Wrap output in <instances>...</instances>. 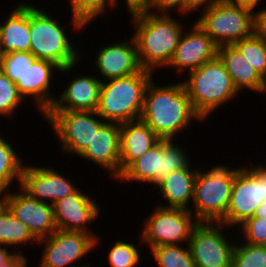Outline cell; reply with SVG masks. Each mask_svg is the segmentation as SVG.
Here are the masks:
<instances>
[{"label": "cell", "instance_id": "obj_1", "mask_svg": "<svg viewBox=\"0 0 266 267\" xmlns=\"http://www.w3.org/2000/svg\"><path fill=\"white\" fill-rule=\"evenodd\" d=\"M154 79L147 86L140 120L160 139H175L192 126L194 119L204 122L193 109L182 80L161 86Z\"/></svg>", "mask_w": 266, "mask_h": 267}, {"label": "cell", "instance_id": "obj_2", "mask_svg": "<svg viewBox=\"0 0 266 267\" xmlns=\"http://www.w3.org/2000/svg\"><path fill=\"white\" fill-rule=\"evenodd\" d=\"M130 17L142 69L153 73L158 68L166 69L186 29L183 23L171 14L148 11L134 13Z\"/></svg>", "mask_w": 266, "mask_h": 267}, {"label": "cell", "instance_id": "obj_3", "mask_svg": "<svg viewBox=\"0 0 266 267\" xmlns=\"http://www.w3.org/2000/svg\"><path fill=\"white\" fill-rule=\"evenodd\" d=\"M154 74L141 69L133 75L102 82L97 114L106 122L119 124L140 120L145 92Z\"/></svg>", "mask_w": 266, "mask_h": 267}, {"label": "cell", "instance_id": "obj_4", "mask_svg": "<svg viewBox=\"0 0 266 267\" xmlns=\"http://www.w3.org/2000/svg\"><path fill=\"white\" fill-rule=\"evenodd\" d=\"M188 74L182 82L193 109L204 121L220 110L218 108L222 105L239 95L229 72L218 56Z\"/></svg>", "mask_w": 266, "mask_h": 267}, {"label": "cell", "instance_id": "obj_5", "mask_svg": "<svg viewBox=\"0 0 266 267\" xmlns=\"http://www.w3.org/2000/svg\"><path fill=\"white\" fill-rule=\"evenodd\" d=\"M45 8L30 3V52L41 60L55 63L61 69L80 62V53L69 32ZM65 29V30H64Z\"/></svg>", "mask_w": 266, "mask_h": 267}, {"label": "cell", "instance_id": "obj_6", "mask_svg": "<svg viewBox=\"0 0 266 267\" xmlns=\"http://www.w3.org/2000/svg\"><path fill=\"white\" fill-rule=\"evenodd\" d=\"M210 167L199 168L195 180L190 211L198 222H220L226 216L237 171L221 164Z\"/></svg>", "mask_w": 266, "mask_h": 267}, {"label": "cell", "instance_id": "obj_7", "mask_svg": "<svg viewBox=\"0 0 266 267\" xmlns=\"http://www.w3.org/2000/svg\"><path fill=\"white\" fill-rule=\"evenodd\" d=\"M201 13L195 22L218 47L233 45L255 33L252 8L221 0Z\"/></svg>", "mask_w": 266, "mask_h": 267}, {"label": "cell", "instance_id": "obj_8", "mask_svg": "<svg viewBox=\"0 0 266 267\" xmlns=\"http://www.w3.org/2000/svg\"><path fill=\"white\" fill-rule=\"evenodd\" d=\"M188 154L189 152L187 153L177 142L175 143V139H160L135 160L117 181L141 182L155 187L171 172L181 168H192Z\"/></svg>", "mask_w": 266, "mask_h": 267}, {"label": "cell", "instance_id": "obj_9", "mask_svg": "<svg viewBox=\"0 0 266 267\" xmlns=\"http://www.w3.org/2000/svg\"><path fill=\"white\" fill-rule=\"evenodd\" d=\"M256 165L237 167L227 213L220 221L231 229L252 218L256 208L266 200V165Z\"/></svg>", "mask_w": 266, "mask_h": 267}, {"label": "cell", "instance_id": "obj_10", "mask_svg": "<svg viewBox=\"0 0 266 267\" xmlns=\"http://www.w3.org/2000/svg\"><path fill=\"white\" fill-rule=\"evenodd\" d=\"M197 223L190 210L155 206L144 221L140 233L141 244L147 245L149 249L163 245L188 244L192 229Z\"/></svg>", "mask_w": 266, "mask_h": 267}, {"label": "cell", "instance_id": "obj_11", "mask_svg": "<svg viewBox=\"0 0 266 267\" xmlns=\"http://www.w3.org/2000/svg\"><path fill=\"white\" fill-rule=\"evenodd\" d=\"M43 117L59 139L61 152L77 157L106 122L97 111H48Z\"/></svg>", "mask_w": 266, "mask_h": 267}, {"label": "cell", "instance_id": "obj_12", "mask_svg": "<svg viewBox=\"0 0 266 267\" xmlns=\"http://www.w3.org/2000/svg\"><path fill=\"white\" fill-rule=\"evenodd\" d=\"M224 227L230 230L221 222H198L193 227L188 245L196 267H232L235 243L224 236Z\"/></svg>", "mask_w": 266, "mask_h": 267}, {"label": "cell", "instance_id": "obj_13", "mask_svg": "<svg viewBox=\"0 0 266 267\" xmlns=\"http://www.w3.org/2000/svg\"><path fill=\"white\" fill-rule=\"evenodd\" d=\"M39 244L44 248L38 267H92L89 263L76 265L96 248V239L90 234L57 229L38 240Z\"/></svg>", "mask_w": 266, "mask_h": 267}, {"label": "cell", "instance_id": "obj_14", "mask_svg": "<svg viewBox=\"0 0 266 267\" xmlns=\"http://www.w3.org/2000/svg\"><path fill=\"white\" fill-rule=\"evenodd\" d=\"M82 190L78 188L74 193L52 205L55 225L58 230L85 232L92 235L96 239L97 249L100 238L88 226L100 217V204L96 203L92 196L84 193V189Z\"/></svg>", "mask_w": 266, "mask_h": 267}, {"label": "cell", "instance_id": "obj_15", "mask_svg": "<svg viewBox=\"0 0 266 267\" xmlns=\"http://www.w3.org/2000/svg\"><path fill=\"white\" fill-rule=\"evenodd\" d=\"M75 65L61 69L51 61L37 59L32 65H29L26 72L15 84L25 100L33 98L34 106L44 116L56 100L55 95L51 92L52 80H55L53 79L54 71H57L56 73L60 72L62 75L65 73L69 75L68 73H71V70L74 71Z\"/></svg>", "mask_w": 266, "mask_h": 267}, {"label": "cell", "instance_id": "obj_16", "mask_svg": "<svg viewBox=\"0 0 266 267\" xmlns=\"http://www.w3.org/2000/svg\"><path fill=\"white\" fill-rule=\"evenodd\" d=\"M19 186L31 197L51 205L78 189L70 177L58 173L53 167L28 164L23 167Z\"/></svg>", "mask_w": 266, "mask_h": 267}, {"label": "cell", "instance_id": "obj_17", "mask_svg": "<svg viewBox=\"0 0 266 267\" xmlns=\"http://www.w3.org/2000/svg\"><path fill=\"white\" fill-rule=\"evenodd\" d=\"M17 187L19 192H7L6 206L37 240L50 236L57 230L53 206L31 197L20 186Z\"/></svg>", "mask_w": 266, "mask_h": 267}, {"label": "cell", "instance_id": "obj_18", "mask_svg": "<svg viewBox=\"0 0 266 267\" xmlns=\"http://www.w3.org/2000/svg\"><path fill=\"white\" fill-rule=\"evenodd\" d=\"M190 30L185 29L167 69H175L181 75L196 70L217 57L218 46L200 26L194 22ZM169 67V68H168Z\"/></svg>", "mask_w": 266, "mask_h": 267}, {"label": "cell", "instance_id": "obj_19", "mask_svg": "<svg viewBox=\"0 0 266 267\" xmlns=\"http://www.w3.org/2000/svg\"><path fill=\"white\" fill-rule=\"evenodd\" d=\"M112 42L104 45L98 51L94 60V67L98 71V78L104 82L110 79L126 77L138 73L142 67L138 60L135 38ZM105 78V79H104Z\"/></svg>", "mask_w": 266, "mask_h": 267}, {"label": "cell", "instance_id": "obj_20", "mask_svg": "<svg viewBox=\"0 0 266 267\" xmlns=\"http://www.w3.org/2000/svg\"><path fill=\"white\" fill-rule=\"evenodd\" d=\"M78 156L106 170L116 181L120 177V124L105 122Z\"/></svg>", "mask_w": 266, "mask_h": 267}, {"label": "cell", "instance_id": "obj_21", "mask_svg": "<svg viewBox=\"0 0 266 267\" xmlns=\"http://www.w3.org/2000/svg\"><path fill=\"white\" fill-rule=\"evenodd\" d=\"M78 76V77H77ZM57 96L49 111H96L102 81L93 73L76 75Z\"/></svg>", "mask_w": 266, "mask_h": 267}, {"label": "cell", "instance_id": "obj_22", "mask_svg": "<svg viewBox=\"0 0 266 267\" xmlns=\"http://www.w3.org/2000/svg\"><path fill=\"white\" fill-rule=\"evenodd\" d=\"M159 140L154 131L141 120L120 124V176Z\"/></svg>", "mask_w": 266, "mask_h": 267}, {"label": "cell", "instance_id": "obj_23", "mask_svg": "<svg viewBox=\"0 0 266 267\" xmlns=\"http://www.w3.org/2000/svg\"><path fill=\"white\" fill-rule=\"evenodd\" d=\"M30 52V2H20L0 24V55Z\"/></svg>", "mask_w": 266, "mask_h": 267}, {"label": "cell", "instance_id": "obj_24", "mask_svg": "<svg viewBox=\"0 0 266 267\" xmlns=\"http://www.w3.org/2000/svg\"><path fill=\"white\" fill-rule=\"evenodd\" d=\"M194 168L175 170L156 185L159 189L158 194L163 201H167L166 205L161 203L159 206L190 210L189 206L194 199L195 180L198 172V167Z\"/></svg>", "mask_w": 266, "mask_h": 267}, {"label": "cell", "instance_id": "obj_25", "mask_svg": "<svg viewBox=\"0 0 266 267\" xmlns=\"http://www.w3.org/2000/svg\"><path fill=\"white\" fill-rule=\"evenodd\" d=\"M217 56L224 63L239 93L244 89H249L264 94L263 77L233 45L219 46Z\"/></svg>", "mask_w": 266, "mask_h": 267}, {"label": "cell", "instance_id": "obj_26", "mask_svg": "<svg viewBox=\"0 0 266 267\" xmlns=\"http://www.w3.org/2000/svg\"><path fill=\"white\" fill-rule=\"evenodd\" d=\"M34 242H36V245L38 244V240L27 226L22 224L5 205L0 210V246L10 248V250L13 249L14 253L17 251L19 253L22 252L20 249L22 245H31Z\"/></svg>", "mask_w": 266, "mask_h": 267}, {"label": "cell", "instance_id": "obj_27", "mask_svg": "<svg viewBox=\"0 0 266 267\" xmlns=\"http://www.w3.org/2000/svg\"><path fill=\"white\" fill-rule=\"evenodd\" d=\"M6 139L0 135V190L7 193L15 180L20 185L24 164L17 150Z\"/></svg>", "mask_w": 266, "mask_h": 267}, {"label": "cell", "instance_id": "obj_28", "mask_svg": "<svg viewBox=\"0 0 266 267\" xmlns=\"http://www.w3.org/2000/svg\"><path fill=\"white\" fill-rule=\"evenodd\" d=\"M71 8V23L74 31H82L90 25L92 21L106 14L108 8L115 7L114 0H69ZM109 6V7H108ZM86 27V28H85Z\"/></svg>", "mask_w": 266, "mask_h": 267}, {"label": "cell", "instance_id": "obj_29", "mask_svg": "<svg viewBox=\"0 0 266 267\" xmlns=\"http://www.w3.org/2000/svg\"><path fill=\"white\" fill-rule=\"evenodd\" d=\"M149 252L158 267H196L188 244L157 246Z\"/></svg>", "mask_w": 266, "mask_h": 267}, {"label": "cell", "instance_id": "obj_30", "mask_svg": "<svg viewBox=\"0 0 266 267\" xmlns=\"http://www.w3.org/2000/svg\"><path fill=\"white\" fill-rule=\"evenodd\" d=\"M233 46L264 77L266 73V40L254 33L234 43Z\"/></svg>", "mask_w": 266, "mask_h": 267}, {"label": "cell", "instance_id": "obj_31", "mask_svg": "<svg viewBox=\"0 0 266 267\" xmlns=\"http://www.w3.org/2000/svg\"><path fill=\"white\" fill-rule=\"evenodd\" d=\"M235 242L232 267H266V246ZM238 244V245H237Z\"/></svg>", "mask_w": 266, "mask_h": 267}, {"label": "cell", "instance_id": "obj_32", "mask_svg": "<svg viewBox=\"0 0 266 267\" xmlns=\"http://www.w3.org/2000/svg\"><path fill=\"white\" fill-rule=\"evenodd\" d=\"M23 102L28 104L16 84L0 70V116L14 118L13 115Z\"/></svg>", "mask_w": 266, "mask_h": 267}, {"label": "cell", "instance_id": "obj_33", "mask_svg": "<svg viewBox=\"0 0 266 267\" xmlns=\"http://www.w3.org/2000/svg\"><path fill=\"white\" fill-rule=\"evenodd\" d=\"M140 254L139 247L135 243L116 239L114 245L109 248L107 260L110 267H137L142 258Z\"/></svg>", "mask_w": 266, "mask_h": 267}, {"label": "cell", "instance_id": "obj_34", "mask_svg": "<svg viewBox=\"0 0 266 267\" xmlns=\"http://www.w3.org/2000/svg\"><path fill=\"white\" fill-rule=\"evenodd\" d=\"M36 60L31 52H9L0 55V70L16 83Z\"/></svg>", "mask_w": 266, "mask_h": 267}, {"label": "cell", "instance_id": "obj_35", "mask_svg": "<svg viewBox=\"0 0 266 267\" xmlns=\"http://www.w3.org/2000/svg\"><path fill=\"white\" fill-rule=\"evenodd\" d=\"M237 231L241 233L243 242L266 246V219L249 218L238 227Z\"/></svg>", "mask_w": 266, "mask_h": 267}, {"label": "cell", "instance_id": "obj_36", "mask_svg": "<svg viewBox=\"0 0 266 267\" xmlns=\"http://www.w3.org/2000/svg\"><path fill=\"white\" fill-rule=\"evenodd\" d=\"M173 10H177V14H181L180 17H183V0H150L149 8L146 11L156 14H170Z\"/></svg>", "mask_w": 266, "mask_h": 267}, {"label": "cell", "instance_id": "obj_37", "mask_svg": "<svg viewBox=\"0 0 266 267\" xmlns=\"http://www.w3.org/2000/svg\"><path fill=\"white\" fill-rule=\"evenodd\" d=\"M218 1L221 0H183V16L192 15L200 9L204 12Z\"/></svg>", "mask_w": 266, "mask_h": 267}, {"label": "cell", "instance_id": "obj_38", "mask_svg": "<svg viewBox=\"0 0 266 267\" xmlns=\"http://www.w3.org/2000/svg\"><path fill=\"white\" fill-rule=\"evenodd\" d=\"M255 33L266 40V7L255 10Z\"/></svg>", "mask_w": 266, "mask_h": 267}, {"label": "cell", "instance_id": "obj_39", "mask_svg": "<svg viewBox=\"0 0 266 267\" xmlns=\"http://www.w3.org/2000/svg\"><path fill=\"white\" fill-rule=\"evenodd\" d=\"M127 8V12L131 14L146 11L149 8L150 0H124ZM118 0H114L115 7Z\"/></svg>", "mask_w": 266, "mask_h": 267}, {"label": "cell", "instance_id": "obj_40", "mask_svg": "<svg viewBox=\"0 0 266 267\" xmlns=\"http://www.w3.org/2000/svg\"><path fill=\"white\" fill-rule=\"evenodd\" d=\"M23 253L24 252H15L9 259L1 264L0 267H28V257Z\"/></svg>", "mask_w": 266, "mask_h": 267}, {"label": "cell", "instance_id": "obj_41", "mask_svg": "<svg viewBox=\"0 0 266 267\" xmlns=\"http://www.w3.org/2000/svg\"><path fill=\"white\" fill-rule=\"evenodd\" d=\"M231 3H235V4H239L245 7H249L252 8L253 10H255L258 6V4H260L261 0H227Z\"/></svg>", "mask_w": 266, "mask_h": 267}, {"label": "cell", "instance_id": "obj_42", "mask_svg": "<svg viewBox=\"0 0 266 267\" xmlns=\"http://www.w3.org/2000/svg\"><path fill=\"white\" fill-rule=\"evenodd\" d=\"M252 218L266 219V200L263 201L257 208Z\"/></svg>", "mask_w": 266, "mask_h": 267}, {"label": "cell", "instance_id": "obj_43", "mask_svg": "<svg viewBox=\"0 0 266 267\" xmlns=\"http://www.w3.org/2000/svg\"><path fill=\"white\" fill-rule=\"evenodd\" d=\"M9 248L0 246V265L3 264L7 259H9L14 252L8 250Z\"/></svg>", "mask_w": 266, "mask_h": 267}, {"label": "cell", "instance_id": "obj_44", "mask_svg": "<svg viewBox=\"0 0 266 267\" xmlns=\"http://www.w3.org/2000/svg\"><path fill=\"white\" fill-rule=\"evenodd\" d=\"M6 196L7 193L3 190H0V210L6 205Z\"/></svg>", "mask_w": 266, "mask_h": 267}, {"label": "cell", "instance_id": "obj_45", "mask_svg": "<svg viewBox=\"0 0 266 267\" xmlns=\"http://www.w3.org/2000/svg\"><path fill=\"white\" fill-rule=\"evenodd\" d=\"M264 94L266 93V73L263 77Z\"/></svg>", "mask_w": 266, "mask_h": 267}]
</instances>
